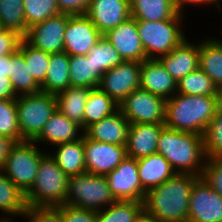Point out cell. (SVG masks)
Listing matches in <instances>:
<instances>
[{
    "mask_svg": "<svg viewBox=\"0 0 222 222\" xmlns=\"http://www.w3.org/2000/svg\"><path fill=\"white\" fill-rule=\"evenodd\" d=\"M202 41L199 43V68L218 89L222 88V40Z\"/></svg>",
    "mask_w": 222,
    "mask_h": 222,
    "instance_id": "4316f807",
    "label": "cell"
},
{
    "mask_svg": "<svg viewBox=\"0 0 222 222\" xmlns=\"http://www.w3.org/2000/svg\"><path fill=\"white\" fill-rule=\"evenodd\" d=\"M86 56L91 58L93 64V89L98 88L101 77L106 71L116 67L123 61L111 42L104 35L90 49Z\"/></svg>",
    "mask_w": 222,
    "mask_h": 222,
    "instance_id": "484cf974",
    "label": "cell"
},
{
    "mask_svg": "<svg viewBox=\"0 0 222 222\" xmlns=\"http://www.w3.org/2000/svg\"><path fill=\"white\" fill-rule=\"evenodd\" d=\"M182 14L162 21L137 20V29L147 59H158L170 53L186 37L180 29Z\"/></svg>",
    "mask_w": 222,
    "mask_h": 222,
    "instance_id": "8992f818",
    "label": "cell"
},
{
    "mask_svg": "<svg viewBox=\"0 0 222 222\" xmlns=\"http://www.w3.org/2000/svg\"><path fill=\"white\" fill-rule=\"evenodd\" d=\"M0 136L22 141L15 99H0Z\"/></svg>",
    "mask_w": 222,
    "mask_h": 222,
    "instance_id": "8d00e7d4",
    "label": "cell"
},
{
    "mask_svg": "<svg viewBox=\"0 0 222 222\" xmlns=\"http://www.w3.org/2000/svg\"><path fill=\"white\" fill-rule=\"evenodd\" d=\"M187 222H222V197L201 177L190 191Z\"/></svg>",
    "mask_w": 222,
    "mask_h": 222,
    "instance_id": "4fadbf2b",
    "label": "cell"
},
{
    "mask_svg": "<svg viewBox=\"0 0 222 222\" xmlns=\"http://www.w3.org/2000/svg\"><path fill=\"white\" fill-rule=\"evenodd\" d=\"M200 177L222 197V158H206Z\"/></svg>",
    "mask_w": 222,
    "mask_h": 222,
    "instance_id": "60d3db41",
    "label": "cell"
},
{
    "mask_svg": "<svg viewBox=\"0 0 222 222\" xmlns=\"http://www.w3.org/2000/svg\"><path fill=\"white\" fill-rule=\"evenodd\" d=\"M9 78L16 96L41 91V86L31 75L30 69L26 65L24 56L19 49L10 55Z\"/></svg>",
    "mask_w": 222,
    "mask_h": 222,
    "instance_id": "f546056e",
    "label": "cell"
},
{
    "mask_svg": "<svg viewBox=\"0 0 222 222\" xmlns=\"http://www.w3.org/2000/svg\"><path fill=\"white\" fill-rule=\"evenodd\" d=\"M27 28L60 13L56 0H23Z\"/></svg>",
    "mask_w": 222,
    "mask_h": 222,
    "instance_id": "f35d334b",
    "label": "cell"
},
{
    "mask_svg": "<svg viewBox=\"0 0 222 222\" xmlns=\"http://www.w3.org/2000/svg\"><path fill=\"white\" fill-rule=\"evenodd\" d=\"M204 152L206 158H222V116L216 114L209 122L205 133Z\"/></svg>",
    "mask_w": 222,
    "mask_h": 222,
    "instance_id": "ab89813d",
    "label": "cell"
},
{
    "mask_svg": "<svg viewBox=\"0 0 222 222\" xmlns=\"http://www.w3.org/2000/svg\"><path fill=\"white\" fill-rule=\"evenodd\" d=\"M130 122L118 109L112 115L90 125L84 135L94 141L126 146Z\"/></svg>",
    "mask_w": 222,
    "mask_h": 222,
    "instance_id": "44dd1931",
    "label": "cell"
},
{
    "mask_svg": "<svg viewBox=\"0 0 222 222\" xmlns=\"http://www.w3.org/2000/svg\"><path fill=\"white\" fill-rule=\"evenodd\" d=\"M23 217L29 218L28 222H64L57 207H27Z\"/></svg>",
    "mask_w": 222,
    "mask_h": 222,
    "instance_id": "b9f144b4",
    "label": "cell"
},
{
    "mask_svg": "<svg viewBox=\"0 0 222 222\" xmlns=\"http://www.w3.org/2000/svg\"><path fill=\"white\" fill-rule=\"evenodd\" d=\"M0 22L3 29L13 30L24 37L27 26L23 0H0Z\"/></svg>",
    "mask_w": 222,
    "mask_h": 222,
    "instance_id": "e575fe53",
    "label": "cell"
},
{
    "mask_svg": "<svg viewBox=\"0 0 222 222\" xmlns=\"http://www.w3.org/2000/svg\"><path fill=\"white\" fill-rule=\"evenodd\" d=\"M158 60L178 83L183 77L199 68V43L194 45L185 38L170 53L159 57Z\"/></svg>",
    "mask_w": 222,
    "mask_h": 222,
    "instance_id": "d6986e66",
    "label": "cell"
},
{
    "mask_svg": "<svg viewBox=\"0 0 222 222\" xmlns=\"http://www.w3.org/2000/svg\"><path fill=\"white\" fill-rule=\"evenodd\" d=\"M57 151L51 157L68 176L86 173L84 157V135L79 140L56 145Z\"/></svg>",
    "mask_w": 222,
    "mask_h": 222,
    "instance_id": "d4e9b609",
    "label": "cell"
},
{
    "mask_svg": "<svg viewBox=\"0 0 222 222\" xmlns=\"http://www.w3.org/2000/svg\"><path fill=\"white\" fill-rule=\"evenodd\" d=\"M215 101H216V114L222 116V88H219L217 90V93L215 95Z\"/></svg>",
    "mask_w": 222,
    "mask_h": 222,
    "instance_id": "816d5d0a",
    "label": "cell"
},
{
    "mask_svg": "<svg viewBox=\"0 0 222 222\" xmlns=\"http://www.w3.org/2000/svg\"><path fill=\"white\" fill-rule=\"evenodd\" d=\"M69 72V55L64 51L52 53L41 91L56 95L70 87Z\"/></svg>",
    "mask_w": 222,
    "mask_h": 222,
    "instance_id": "83f0119b",
    "label": "cell"
},
{
    "mask_svg": "<svg viewBox=\"0 0 222 222\" xmlns=\"http://www.w3.org/2000/svg\"><path fill=\"white\" fill-rule=\"evenodd\" d=\"M23 37L13 30L3 29L0 31V57L14 53Z\"/></svg>",
    "mask_w": 222,
    "mask_h": 222,
    "instance_id": "ee69618b",
    "label": "cell"
},
{
    "mask_svg": "<svg viewBox=\"0 0 222 222\" xmlns=\"http://www.w3.org/2000/svg\"><path fill=\"white\" fill-rule=\"evenodd\" d=\"M80 130L83 131L80 125L56 109L34 142L46 141L51 145L74 142L83 137L84 132L78 136Z\"/></svg>",
    "mask_w": 222,
    "mask_h": 222,
    "instance_id": "7402d4cb",
    "label": "cell"
},
{
    "mask_svg": "<svg viewBox=\"0 0 222 222\" xmlns=\"http://www.w3.org/2000/svg\"><path fill=\"white\" fill-rule=\"evenodd\" d=\"M218 88L200 69H196L177 83V93L186 95L215 96Z\"/></svg>",
    "mask_w": 222,
    "mask_h": 222,
    "instance_id": "836d02e7",
    "label": "cell"
},
{
    "mask_svg": "<svg viewBox=\"0 0 222 222\" xmlns=\"http://www.w3.org/2000/svg\"><path fill=\"white\" fill-rule=\"evenodd\" d=\"M16 97L10 78L0 75V99H16Z\"/></svg>",
    "mask_w": 222,
    "mask_h": 222,
    "instance_id": "bcb514c9",
    "label": "cell"
},
{
    "mask_svg": "<svg viewBox=\"0 0 222 222\" xmlns=\"http://www.w3.org/2000/svg\"><path fill=\"white\" fill-rule=\"evenodd\" d=\"M10 55L0 57V75L9 77Z\"/></svg>",
    "mask_w": 222,
    "mask_h": 222,
    "instance_id": "681fc988",
    "label": "cell"
},
{
    "mask_svg": "<svg viewBox=\"0 0 222 222\" xmlns=\"http://www.w3.org/2000/svg\"><path fill=\"white\" fill-rule=\"evenodd\" d=\"M197 175L176 173L146 192L143 208L160 222H187L189 196Z\"/></svg>",
    "mask_w": 222,
    "mask_h": 222,
    "instance_id": "6da1fadb",
    "label": "cell"
},
{
    "mask_svg": "<svg viewBox=\"0 0 222 222\" xmlns=\"http://www.w3.org/2000/svg\"><path fill=\"white\" fill-rule=\"evenodd\" d=\"M22 141H34L57 109L56 96L37 92L15 99Z\"/></svg>",
    "mask_w": 222,
    "mask_h": 222,
    "instance_id": "5b68a950",
    "label": "cell"
},
{
    "mask_svg": "<svg viewBox=\"0 0 222 222\" xmlns=\"http://www.w3.org/2000/svg\"><path fill=\"white\" fill-rule=\"evenodd\" d=\"M14 143L13 140L0 136V170H2L6 157Z\"/></svg>",
    "mask_w": 222,
    "mask_h": 222,
    "instance_id": "7dc6e473",
    "label": "cell"
},
{
    "mask_svg": "<svg viewBox=\"0 0 222 222\" xmlns=\"http://www.w3.org/2000/svg\"><path fill=\"white\" fill-rule=\"evenodd\" d=\"M140 88L168 100L177 92V82L158 59H146L141 62Z\"/></svg>",
    "mask_w": 222,
    "mask_h": 222,
    "instance_id": "ac0fdd59",
    "label": "cell"
},
{
    "mask_svg": "<svg viewBox=\"0 0 222 222\" xmlns=\"http://www.w3.org/2000/svg\"><path fill=\"white\" fill-rule=\"evenodd\" d=\"M92 88L68 87L56 94L57 110L81 126L84 132V109Z\"/></svg>",
    "mask_w": 222,
    "mask_h": 222,
    "instance_id": "cb8c5ba5",
    "label": "cell"
},
{
    "mask_svg": "<svg viewBox=\"0 0 222 222\" xmlns=\"http://www.w3.org/2000/svg\"><path fill=\"white\" fill-rule=\"evenodd\" d=\"M131 17L142 21H162L174 18V0H130Z\"/></svg>",
    "mask_w": 222,
    "mask_h": 222,
    "instance_id": "f1b7e54d",
    "label": "cell"
},
{
    "mask_svg": "<svg viewBox=\"0 0 222 222\" xmlns=\"http://www.w3.org/2000/svg\"><path fill=\"white\" fill-rule=\"evenodd\" d=\"M188 4H207L204 0H174V5L177 9V11L179 13H181L183 10V6L187 5Z\"/></svg>",
    "mask_w": 222,
    "mask_h": 222,
    "instance_id": "f907efd6",
    "label": "cell"
},
{
    "mask_svg": "<svg viewBox=\"0 0 222 222\" xmlns=\"http://www.w3.org/2000/svg\"><path fill=\"white\" fill-rule=\"evenodd\" d=\"M165 124H130L128 129L126 152L135 159L156 153L160 132Z\"/></svg>",
    "mask_w": 222,
    "mask_h": 222,
    "instance_id": "ffe728a7",
    "label": "cell"
},
{
    "mask_svg": "<svg viewBox=\"0 0 222 222\" xmlns=\"http://www.w3.org/2000/svg\"><path fill=\"white\" fill-rule=\"evenodd\" d=\"M119 110L130 124H165L166 100L142 88L130 93Z\"/></svg>",
    "mask_w": 222,
    "mask_h": 222,
    "instance_id": "9c48e42d",
    "label": "cell"
},
{
    "mask_svg": "<svg viewBox=\"0 0 222 222\" xmlns=\"http://www.w3.org/2000/svg\"><path fill=\"white\" fill-rule=\"evenodd\" d=\"M134 222H160L153 214L148 213L144 208L136 216Z\"/></svg>",
    "mask_w": 222,
    "mask_h": 222,
    "instance_id": "c3c4849f",
    "label": "cell"
},
{
    "mask_svg": "<svg viewBox=\"0 0 222 222\" xmlns=\"http://www.w3.org/2000/svg\"><path fill=\"white\" fill-rule=\"evenodd\" d=\"M9 217L4 218H0V222H11L12 219H8Z\"/></svg>",
    "mask_w": 222,
    "mask_h": 222,
    "instance_id": "db71d44e",
    "label": "cell"
},
{
    "mask_svg": "<svg viewBox=\"0 0 222 222\" xmlns=\"http://www.w3.org/2000/svg\"><path fill=\"white\" fill-rule=\"evenodd\" d=\"M165 126L169 129L204 135L216 115L215 96L178 94L166 100Z\"/></svg>",
    "mask_w": 222,
    "mask_h": 222,
    "instance_id": "3957f363",
    "label": "cell"
},
{
    "mask_svg": "<svg viewBox=\"0 0 222 222\" xmlns=\"http://www.w3.org/2000/svg\"><path fill=\"white\" fill-rule=\"evenodd\" d=\"M68 178L50 152L46 153L41 158L34 184L25 194L27 207H58L65 204Z\"/></svg>",
    "mask_w": 222,
    "mask_h": 222,
    "instance_id": "277c9868",
    "label": "cell"
},
{
    "mask_svg": "<svg viewBox=\"0 0 222 222\" xmlns=\"http://www.w3.org/2000/svg\"><path fill=\"white\" fill-rule=\"evenodd\" d=\"M204 1L208 4H213V3L217 4V7L219 8V10H221L219 3L221 0H204Z\"/></svg>",
    "mask_w": 222,
    "mask_h": 222,
    "instance_id": "f5cc1de1",
    "label": "cell"
},
{
    "mask_svg": "<svg viewBox=\"0 0 222 222\" xmlns=\"http://www.w3.org/2000/svg\"><path fill=\"white\" fill-rule=\"evenodd\" d=\"M85 15L105 34L131 17L130 0H90Z\"/></svg>",
    "mask_w": 222,
    "mask_h": 222,
    "instance_id": "e0dca14e",
    "label": "cell"
},
{
    "mask_svg": "<svg viewBox=\"0 0 222 222\" xmlns=\"http://www.w3.org/2000/svg\"><path fill=\"white\" fill-rule=\"evenodd\" d=\"M140 73L141 62L122 61L102 75L98 88L119 105L130 93L140 88Z\"/></svg>",
    "mask_w": 222,
    "mask_h": 222,
    "instance_id": "30bf717a",
    "label": "cell"
},
{
    "mask_svg": "<svg viewBox=\"0 0 222 222\" xmlns=\"http://www.w3.org/2000/svg\"><path fill=\"white\" fill-rule=\"evenodd\" d=\"M26 209L25 193L0 170V210L11 216H23Z\"/></svg>",
    "mask_w": 222,
    "mask_h": 222,
    "instance_id": "1f68e13d",
    "label": "cell"
},
{
    "mask_svg": "<svg viewBox=\"0 0 222 222\" xmlns=\"http://www.w3.org/2000/svg\"><path fill=\"white\" fill-rule=\"evenodd\" d=\"M1 30H3V27H2V24H1V22H0V31H1Z\"/></svg>",
    "mask_w": 222,
    "mask_h": 222,
    "instance_id": "11a10c76",
    "label": "cell"
},
{
    "mask_svg": "<svg viewBox=\"0 0 222 222\" xmlns=\"http://www.w3.org/2000/svg\"><path fill=\"white\" fill-rule=\"evenodd\" d=\"M127 156L126 146L102 143L84 135L86 173L107 175Z\"/></svg>",
    "mask_w": 222,
    "mask_h": 222,
    "instance_id": "5bb4252c",
    "label": "cell"
},
{
    "mask_svg": "<svg viewBox=\"0 0 222 222\" xmlns=\"http://www.w3.org/2000/svg\"><path fill=\"white\" fill-rule=\"evenodd\" d=\"M67 22L68 14L59 13L30 26L23 39L31 46L50 54L63 52Z\"/></svg>",
    "mask_w": 222,
    "mask_h": 222,
    "instance_id": "7c38bea8",
    "label": "cell"
},
{
    "mask_svg": "<svg viewBox=\"0 0 222 222\" xmlns=\"http://www.w3.org/2000/svg\"><path fill=\"white\" fill-rule=\"evenodd\" d=\"M103 35L111 42L123 61L143 62L147 59L135 18L130 17Z\"/></svg>",
    "mask_w": 222,
    "mask_h": 222,
    "instance_id": "2e32d148",
    "label": "cell"
},
{
    "mask_svg": "<svg viewBox=\"0 0 222 222\" xmlns=\"http://www.w3.org/2000/svg\"><path fill=\"white\" fill-rule=\"evenodd\" d=\"M62 212L64 222H95L97 212L63 204L57 207Z\"/></svg>",
    "mask_w": 222,
    "mask_h": 222,
    "instance_id": "7bdbcfd3",
    "label": "cell"
},
{
    "mask_svg": "<svg viewBox=\"0 0 222 222\" xmlns=\"http://www.w3.org/2000/svg\"><path fill=\"white\" fill-rule=\"evenodd\" d=\"M138 175L143 189L147 192L173 177V170L167 159L159 153L137 159Z\"/></svg>",
    "mask_w": 222,
    "mask_h": 222,
    "instance_id": "603a6c76",
    "label": "cell"
},
{
    "mask_svg": "<svg viewBox=\"0 0 222 222\" xmlns=\"http://www.w3.org/2000/svg\"><path fill=\"white\" fill-rule=\"evenodd\" d=\"M103 36L85 15H69L64 36V52L68 55H87Z\"/></svg>",
    "mask_w": 222,
    "mask_h": 222,
    "instance_id": "9a60e30c",
    "label": "cell"
},
{
    "mask_svg": "<svg viewBox=\"0 0 222 222\" xmlns=\"http://www.w3.org/2000/svg\"><path fill=\"white\" fill-rule=\"evenodd\" d=\"M70 86L93 89V64L86 55H69Z\"/></svg>",
    "mask_w": 222,
    "mask_h": 222,
    "instance_id": "74e56055",
    "label": "cell"
},
{
    "mask_svg": "<svg viewBox=\"0 0 222 222\" xmlns=\"http://www.w3.org/2000/svg\"><path fill=\"white\" fill-rule=\"evenodd\" d=\"M18 49L22 52L34 80L41 86L46 79L51 54L31 46L24 39Z\"/></svg>",
    "mask_w": 222,
    "mask_h": 222,
    "instance_id": "d590c367",
    "label": "cell"
},
{
    "mask_svg": "<svg viewBox=\"0 0 222 222\" xmlns=\"http://www.w3.org/2000/svg\"><path fill=\"white\" fill-rule=\"evenodd\" d=\"M36 146L34 141L15 142L2 168L4 174L25 194L34 184L41 158L46 154Z\"/></svg>",
    "mask_w": 222,
    "mask_h": 222,
    "instance_id": "ba28073f",
    "label": "cell"
},
{
    "mask_svg": "<svg viewBox=\"0 0 222 222\" xmlns=\"http://www.w3.org/2000/svg\"><path fill=\"white\" fill-rule=\"evenodd\" d=\"M119 105L99 88L92 89L84 109V131L92 124L112 115Z\"/></svg>",
    "mask_w": 222,
    "mask_h": 222,
    "instance_id": "4dcf8cb0",
    "label": "cell"
},
{
    "mask_svg": "<svg viewBox=\"0 0 222 222\" xmlns=\"http://www.w3.org/2000/svg\"><path fill=\"white\" fill-rule=\"evenodd\" d=\"M143 209V202L116 200L96 214L95 222H134Z\"/></svg>",
    "mask_w": 222,
    "mask_h": 222,
    "instance_id": "d6a6232c",
    "label": "cell"
},
{
    "mask_svg": "<svg viewBox=\"0 0 222 222\" xmlns=\"http://www.w3.org/2000/svg\"><path fill=\"white\" fill-rule=\"evenodd\" d=\"M115 201L106 175L83 173L68 178L65 204L98 212Z\"/></svg>",
    "mask_w": 222,
    "mask_h": 222,
    "instance_id": "52a82bcc",
    "label": "cell"
},
{
    "mask_svg": "<svg viewBox=\"0 0 222 222\" xmlns=\"http://www.w3.org/2000/svg\"><path fill=\"white\" fill-rule=\"evenodd\" d=\"M108 186L116 200H134L143 202L146 191L138 175L137 159L126 158L106 175Z\"/></svg>",
    "mask_w": 222,
    "mask_h": 222,
    "instance_id": "8fae6325",
    "label": "cell"
},
{
    "mask_svg": "<svg viewBox=\"0 0 222 222\" xmlns=\"http://www.w3.org/2000/svg\"><path fill=\"white\" fill-rule=\"evenodd\" d=\"M60 13L69 15L86 14L90 0H56Z\"/></svg>",
    "mask_w": 222,
    "mask_h": 222,
    "instance_id": "f6af8a7d",
    "label": "cell"
},
{
    "mask_svg": "<svg viewBox=\"0 0 222 222\" xmlns=\"http://www.w3.org/2000/svg\"><path fill=\"white\" fill-rule=\"evenodd\" d=\"M156 153L164 156L176 173L201 176L205 165L202 135L169 129L160 132Z\"/></svg>",
    "mask_w": 222,
    "mask_h": 222,
    "instance_id": "7a4b0ae2",
    "label": "cell"
}]
</instances>
